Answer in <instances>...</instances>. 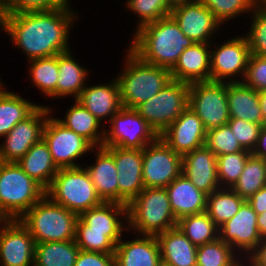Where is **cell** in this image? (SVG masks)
Here are the masks:
<instances>
[{
    "label": "cell",
    "mask_w": 266,
    "mask_h": 266,
    "mask_svg": "<svg viewBox=\"0 0 266 266\" xmlns=\"http://www.w3.org/2000/svg\"><path fill=\"white\" fill-rule=\"evenodd\" d=\"M74 12L69 5L48 11L6 13L4 31L27 59L53 57L70 49L69 29L78 17Z\"/></svg>",
    "instance_id": "6da1fadb"
},
{
    "label": "cell",
    "mask_w": 266,
    "mask_h": 266,
    "mask_svg": "<svg viewBox=\"0 0 266 266\" xmlns=\"http://www.w3.org/2000/svg\"><path fill=\"white\" fill-rule=\"evenodd\" d=\"M134 33L129 49L142 61L169 70L182 52L194 43L171 15L148 23Z\"/></svg>",
    "instance_id": "7a4b0ae2"
},
{
    "label": "cell",
    "mask_w": 266,
    "mask_h": 266,
    "mask_svg": "<svg viewBox=\"0 0 266 266\" xmlns=\"http://www.w3.org/2000/svg\"><path fill=\"white\" fill-rule=\"evenodd\" d=\"M126 53L124 70L116 78L120 86L122 107L135 109L172 79L169 69L142 61L129 48Z\"/></svg>",
    "instance_id": "3957f363"
},
{
    "label": "cell",
    "mask_w": 266,
    "mask_h": 266,
    "mask_svg": "<svg viewBox=\"0 0 266 266\" xmlns=\"http://www.w3.org/2000/svg\"><path fill=\"white\" fill-rule=\"evenodd\" d=\"M79 215L44 195L19 220L35 243L75 240Z\"/></svg>",
    "instance_id": "277c9868"
},
{
    "label": "cell",
    "mask_w": 266,
    "mask_h": 266,
    "mask_svg": "<svg viewBox=\"0 0 266 266\" xmlns=\"http://www.w3.org/2000/svg\"><path fill=\"white\" fill-rule=\"evenodd\" d=\"M128 230L157 236L177 227L165 188H144L127 206ZM130 227V228H129Z\"/></svg>",
    "instance_id": "5b68a950"
},
{
    "label": "cell",
    "mask_w": 266,
    "mask_h": 266,
    "mask_svg": "<svg viewBox=\"0 0 266 266\" xmlns=\"http://www.w3.org/2000/svg\"><path fill=\"white\" fill-rule=\"evenodd\" d=\"M45 195L78 215L103 203L82 166L59 169Z\"/></svg>",
    "instance_id": "8992f818"
},
{
    "label": "cell",
    "mask_w": 266,
    "mask_h": 266,
    "mask_svg": "<svg viewBox=\"0 0 266 266\" xmlns=\"http://www.w3.org/2000/svg\"><path fill=\"white\" fill-rule=\"evenodd\" d=\"M45 194L16 162L0 161V206L12 220H19Z\"/></svg>",
    "instance_id": "52a82bcc"
},
{
    "label": "cell",
    "mask_w": 266,
    "mask_h": 266,
    "mask_svg": "<svg viewBox=\"0 0 266 266\" xmlns=\"http://www.w3.org/2000/svg\"><path fill=\"white\" fill-rule=\"evenodd\" d=\"M188 105L189 84L170 80L158 93L138 105L135 110L160 136Z\"/></svg>",
    "instance_id": "ba28073f"
},
{
    "label": "cell",
    "mask_w": 266,
    "mask_h": 266,
    "mask_svg": "<svg viewBox=\"0 0 266 266\" xmlns=\"http://www.w3.org/2000/svg\"><path fill=\"white\" fill-rule=\"evenodd\" d=\"M206 130L228 123L227 82L202 81L189 84V105Z\"/></svg>",
    "instance_id": "9c48e42d"
},
{
    "label": "cell",
    "mask_w": 266,
    "mask_h": 266,
    "mask_svg": "<svg viewBox=\"0 0 266 266\" xmlns=\"http://www.w3.org/2000/svg\"><path fill=\"white\" fill-rule=\"evenodd\" d=\"M107 122L102 147L143 149L159 137L135 109L123 107Z\"/></svg>",
    "instance_id": "30bf717a"
},
{
    "label": "cell",
    "mask_w": 266,
    "mask_h": 266,
    "mask_svg": "<svg viewBox=\"0 0 266 266\" xmlns=\"http://www.w3.org/2000/svg\"><path fill=\"white\" fill-rule=\"evenodd\" d=\"M144 188H165L182 174V155L159 136L142 149Z\"/></svg>",
    "instance_id": "8fae6325"
},
{
    "label": "cell",
    "mask_w": 266,
    "mask_h": 266,
    "mask_svg": "<svg viewBox=\"0 0 266 266\" xmlns=\"http://www.w3.org/2000/svg\"><path fill=\"white\" fill-rule=\"evenodd\" d=\"M50 114L43 129V139L47 143L51 157L58 169L75 168L80 164L74 160L94 150L85 138L66 128Z\"/></svg>",
    "instance_id": "7c38bea8"
},
{
    "label": "cell",
    "mask_w": 266,
    "mask_h": 266,
    "mask_svg": "<svg viewBox=\"0 0 266 266\" xmlns=\"http://www.w3.org/2000/svg\"><path fill=\"white\" fill-rule=\"evenodd\" d=\"M48 106L39 105L28 117L19 121L4 136L0 145L1 162H17L26 152L43 138V129L48 115L52 113Z\"/></svg>",
    "instance_id": "4fadbf2b"
},
{
    "label": "cell",
    "mask_w": 266,
    "mask_h": 266,
    "mask_svg": "<svg viewBox=\"0 0 266 266\" xmlns=\"http://www.w3.org/2000/svg\"><path fill=\"white\" fill-rule=\"evenodd\" d=\"M212 50L213 48L210 50V80L227 83L240 82L235 79L238 74L239 76L242 74L241 77L244 80L251 55L245 35L225 41ZM232 77L235 78L232 80Z\"/></svg>",
    "instance_id": "5bb4252c"
},
{
    "label": "cell",
    "mask_w": 266,
    "mask_h": 266,
    "mask_svg": "<svg viewBox=\"0 0 266 266\" xmlns=\"http://www.w3.org/2000/svg\"><path fill=\"white\" fill-rule=\"evenodd\" d=\"M118 172V203L128 204L144 189L142 149L104 147Z\"/></svg>",
    "instance_id": "9a60e30c"
},
{
    "label": "cell",
    "mask_w": 266,
    "mask_h": 266,
    "mask_svg": "<svg viewBox=\"0 0 266 266\" xmlns=\"http://www.w3.org/2000/svg\"><path fill=\"white\" fill-rule=\"evenodd\" d=\"M170 15L184 35L196 43H211L209 38L222 25L201 1L175 5Z\"/></svg>",
    "instance_id": "2e32d148"
},
{
    "label": "cell",
    "mask_w": 266,
    "mask_h": 266,
    "mask_svg": "<svg viewBox=\"0 0 266 266\" xmlns=\"http://www.w3.org/2000/svg\"><path fill=\"white\" fill-rule=\"evenodd\" d=\"M35 244L21 221L11 220L0 228L1 266H34Z\"/></svg>",
    "instance_id": "e0dca14e"
},
{
    "label": "cell",
    "mask_w": 266,
    "mask_h": 266,
    "mask_svg": "<svg viewBox=\"0 0 266 266\" xmlns=\"http://www.w3.org/2000/svg\"><path fill=\"white\" fill-rule=\"evenodd\" d=\"M257 214L245 201L232 219L219 227V238L236 249L239 254H250L261 241L257 226Z\"/></svg>",
    "instance_id": "ac0fdd59"
},
{
    "label": "cell",
    "mask_w": 266,
    "mask_h": 266,
    "mask_svg": "<svg viewBox=\"0 0 266 266\" xmlns=\"http://www.w3.org/2000/svg\"><path fill=\"white\" fill-rule=\"evenodd\" d=\"M206 134L202 120L188 106L160 137L172 150L183 156L204 146Z\"/></svg>",
    "instance_id": "d6986e66"
},
{
    "label": "cell",
    "mask_w": 266,
    "mask_h": 266,
    "mask_svg": "<svg viewBox=\"0 0 266 266\" xmlns=\"http://www.w3.org/2000/svg\"><path fill=\"white\" fill-rule=\"evenodd\" d=\"M217 166V156L206 145L182 156V174L206 194L220 188Z\"/></svg>",
    "instance_id": "ffe728a7"
},
{
    "label": "cell",
    "mask_w": 266,
    "mask_h": 266,
    "mask_svg": "<svg viewBox=\"0 0 266 266\" xmlns=\"http://www.w3.org/2000/svg\"><path fill=\"white\" fill-rule=\"evenodd\" d=\"M210 44L196 43L186 48L170 70L171 79L192 84L210 80Z\"/></svg>",
    "instance_id": "44dd1931"
},
{
    "label": "cell",
    "mask_w": 266,
    "mask_h": 266,
    "mask_svg": "<svg viewBox=\"0 0 266 266\" xmlns=\"http://www.w3.org/2000/svg\"><path fill=\"white\" fill-rule=\"evenodd\" d=\"M125 242L121 239L114 252L115 266H161L160 245L156 236L139 235Z\"/></svg>",
    "instance_id": "7402d4cb"
},
{
    "label": "cell",
    "mask_w": 266,
    "mask_h": 266,
    "mask_svg": "<svg viewBox=\"0 0 266 266\" xmlns=\"http://www.w3.org/2000/svg\"><path fill=\"white\" fill-rule=\"evenodd\" d=\"M76 100L101 123L104 118L107 119V116L109 118L108 120H110L113 115L117 114L123 108L120 86L116 77L108 84L85 86Z\"/></svg>",
    "instance_id": "603a6c76"
},
{
    "label": "cell",
    "mask_w": 266,
    "mask_h": 266,
    "mask_svg": "<svg viewBox=\"0 0 266 266\" xmlns=\"http://www.w3.org/2000/svg\"><path fill=\"white\" fill-rule=\"evenodd\" d=\"M176 220L206 212L207 196L183 174L165 187Z\"/></svg>",
    "instance_id": "cb8c5ba5"
},
{
    "label": "cell",
    "mask_w": 266,
    "mask_h": 266,
    "mask_svg": "<svg viewBox=\"0 0 266 266\" xmlns=\"http://www.w3.org/2000/svg\"><path fill=\"white\" fill-rule=\"evenodd\" d=\"M156 237L160 245L162 265L197 266V246L178 227L168 229Z\"/></svg>",
    "instance_id": "d4e9b609"
},
{
    "label": "cell",
    "mask_w": 266,
    "mask_h": 266,
    "mask_svg": "<svg viewBox=\"0 0 266 266\" xmlns=\"http://www.w3.org/2000/svg\"><path fill=\"white\" fill-rule=\"evenodd\" d=\"M97 148L96 162L85 169L101 200L118 203V172L114 157L104 147Z\"/></svg>",
    "instance_id": "484cf974"
},
{
    "label": "cell",
    "mask_w": 266,
    "mask_h": 266,
    "mask_svg": "<svg viewBox=\"0 0 266 266\" xmlns=\"http://www.w3.org/2000/svg\"><path fill=\"white\" fill-rule=\"evenodd\" d=\"M227 103L230 118L263 124L258 92L243 82L227 83Z\"/></svg>",
    "instance_id": "4316f807"
},
{
    "label": "cell",
    "mask_w": 266,
    "mask_h": 266,
    "mask_svg": "<svg viewBox=\"0 0 266 266\" xmlns=\"http://www.w3.org/2000/svg\"><path fill=\"white\" fill-rule=\"evenodd\" d=\"M16 163L45 190L50 186L59 170L53 162L49 147L43 138L35 143Z\"/></svg>",
    "instance_id": "83f0119b"
},
{
    "label": "cell",
    "mask_w": 266,
    "mask_h": 266,
    "mask_svg": "<svg viewBox=\"0 0 266 266\" xmlns=\"http://www.w3.org/2000/svg\"><path fill=\"white\" fill-rule=\"evenodd\" d=\"M119 216H124L128 222L126 205L117 202H103L97 207L84 211L79 218L87 225V231L124 232V228L127 230L128 225H125L126 223L123 222V219L120 220Z\"/></svg>",
    "instance_id": "f1b7e54d"
},
{
    "label": "cell",
    "mask_w": 266,
    "mask_h": 266,
    "mask_svg": "<svg viewBox=\"0 0 266 266\" xmlns=\"http://www.w3.org/2000/svg\"><path fill=\"white\" fill-rule=\"evenodd\" d=\"M58 72L56 98L73 96L74 100L77 99L86 86L85 79L88 77V70L73 58L69 50L58 54Z\"/></svg>",
    "instance_id": "f546056e"
},
{
    "label": "cell",
    "mask_w": 266,
    "mask_h": 266,
    "mask_svg": "<svg viewBox=\"0 0 266 266\" xmlns=\"http://www.w3.org/2000/svg\"><path fill=\"white\" fill-rule=\"evenodd\" d=\"M70 106L64 119L57 120L66 128L88 140L94 147H102L104 142V129L100 130L101 122L88 111L78 100Z\"/></svg>",
    "instance_id": "4dcf8cb0"
},
{
    "label": "cell",
    "mask_w": 266,
    "mask_h": 266,
    "mask_svg": "<svg viewBox=\"0 0 266 266\" xmlns=\"http://www.w3.org/2000/svg\"><path fill=\"white\" fill-rule=\"evenodd\" d=\"M38 106L15 92L4 90V86L0 84V137L7 135L19 121L28 117Z\"/></svg>",
    "instance_id": "1f68e13d"
},
{
    "label": "cell",
    "mask_w": 266,
    "mask_h": 266,
    "mask_svg": "<svg viewBox=\"0 0 266 266\" xmlns=\"http://www.w3.org/2000/svg\"><path fill=\"white\" fill-rule=\"evenodd\" d=\"M79 251L75 240L36 243L34 266H75Z\"/></svg>",
    "instance_id": "d6a6232c"
},
{
    "label": "cell",
    "mask_w": 266,
    "mask_h": 266,
    "mask_svg": "<svg viewBox=\"0 0 266 266\" xmlns=\"http://www.w3.org/2000/svg\"><path fill=\"white\" fill-rule=\"evenodd\" d=\"M245 201L232 188L220 187L208 194L206 213L219 228L238 213Z\"/></svg>",
    "instance_id": "836d02e7"
},
{
    "label": "cell",
    "mask_w": 266,
    "mask_h": 266,
    "mask_svg": "<svg viewBox=\"0 0 266 266\" xmlns=\"http://www.w3.org/2000/svg\"><path fill=\"white\" fill-rule=\"evenodd\" d=\"M121 236L122 232L87 231V225L78 218L75 242L82 251L114 254Z\"/></svg>",
    "instance_id": "e575fe53"
},
{
    "label": "cell",
    "mask_w": 266,
    "mask_h": 266,
    "mask_svg": "<svg viewBox=\"0 0 266 266\" xmlns=\"http://www.w3.org/2000/svg\"><path fill=\"white\" fill-rule=\"evenodd\" d=\"M177 227L197 247L219 238V228L206 212L179 219Z\"/></svg>",
    "instance_id": "d590c367"
},
{
    "label": "cell",
    "mask_w": 266,
    "mask_h": 266,
    "mask_svg": "<svg viewBox=\"0 0 266 266\" xmlns=\"http://www.w3.org/2000/svg\"><path fill=\"white\" fill-rule=\"evenodd\" d=\"M266 185V159L252 154L248 157L243 172L231 187L240 197L247 200Z\"/></svg>",
    "instance_id": "8d00e7d4"
},
{
    "label": "cell",
    "mask_w": 266,
    "mask_h": 266,
    "mask_svg": "<svg viewBox=\"0 0 266 266\" xmlns=\"http://www.w3.org/2000/svg\"><path fill=\"white\" fill-rule=\"evenodd\" d=\"M229 244L220 238L197 247V266H245ZM238 258V259H237ZM241 262V263H240Z\"/></svg>",
    "instance_id": "74e56055"
},
{
    "label": "cell",
    "mask_w": 266,
    "mask_h": 266,
    "mask_svg": "<svg viewBox=\"0 0 266 266\" xmlns=\"http://www.w3.org/2000/svg\"><path fill=\"white\" fill-rule=\"evenodd\" d=\"M31 64L30 75L32 84L44 95L56 97V84L58 79V55L48 58H35L29 60Z\"/></svg>",
    "instance_id": "f35d334b"
},
{
    "label": "cell",
    "mask_w": 266,
    "mask_h": 266,
    "mask_svg": "<svg viewBox=\"0 0 266 266\" xmlns=\"http://www.w3.org/2000/svg\"><path fill=\"white\" fill-rule=\"evenodd\" d=\"M250 155V151H239L217 157V172L220 187L231 188L236 183Z\"/></svg>",
    "instance_id": "ab89813d"
},
{
    "label": "cell",
    "mask_w": 266,
    "mask_h": 266,
    "mask_svg": "<svg viewBox=\"0 0 266 266\" xmlns=\"http://www.w3.org/2000/svg\"><path fill=\"white\" fill-rule=\"evenodd\" d=\"M127 2L128 10L130 9L139 17L136 30L169 16L172 9L168 0H127Z\"/></svg>",
    "instance_id": "60d3db41"
},
{
    "label": "cell",
    "mask_w": 266,
    "mask_h": 266,
    "mask_svg": "<svg viewBox=\"0 0 266 266\" xmlns=\"http://www.w3.org/2000/svg\"><path fill=\"white\" fill-rule=\"evenodd\" d=\"M205 145L218 157L248 151L241 147L228 124L207 130Z\"/></svg>",
    "instance_id": "b9f144b4"
},
{
    "label": "cell",
    "mask_w": 266,
    "mask_h": 266,
    "mask_svg": "<svg viewBox=\"0 0 266 266\" xmlns=\"http://www.w3.org/2000/svg\"><path fill=\"white\" fill-rule=\"evenodd\" d=\"M223 24L237 17L241 13L252 12L254 9L252 0H200ZM249 10V11H248Z\"/></svg>",
    "instance_id": "7bdbcfd3"
},
{
    "label": "cell",
    "mask_w": 266,
    "mask_h": 266,
    "mask_svg": "<svg viewBox=\"0 0 266 266\" xmlns=\"http://www.w3.org/2000/svg\"><path fill=\"white\" fill-rule=\"evenodd\" d=\"M251 13L253 18L250 32L245 37L251 54L266 57V8H254Z\"/></svg>",
    "instance_id": "ee69618b"
},
{
    "label": "cell",
    "mask_w": 266,
    "mask_h": 266,
    "mask_svg": "<svg viewBox=\"0 0 266 266\" xmlns=\"http://www.w3.org/2000/svg\"><path fill=\"white\" fill-rule=\"evenodd\" d=\"M69 5V0H1L2 11L5 13L48 11Z\"/></svg>",
    "instance_id": "f6af8a7d"
},
{
    "label": "cell",
    "mask_w": 266,
    "mask_h": 266,
    "mask_svg": "<svg viewBox=\"0 0 266 266\" xmlns=\"http://www.w3.org/2000/svg\"><path fill=\"white\" fill-rule=\"evenodd\" d=\"M231 131L241 147L252 152L255 148L263 124H254L243 119L230 118L228 123Z\"/></svg>",
    "instance_id": "bcb514c9"
},
{
    "label": "cell",
    "mask_w": 266,
    "mask_h": 266,
    "mask_svg": "<svg viewBox=\"0 0 266 266\" xmlns=\"http://www.w3.org/2000/svg\"><path fill=\"white\" fill-rule=\"evenodd\" d=\"M241 81L257 92L266 90V57L251 54L245 78Z\"/></svg>",
    "instance_id": "7dc6e473"
},
{
    "label": "cell",
    "mask_w": 266,
    "mask_h": 266,
    "mask_svg": "<svg viewBox=\"0 0 266 266\" xmlns=\"http://www.w3.org/2000/svg\"><path fill=\"white\" fill-rule=\"evenodd\" d=\"M75 266H115L114 254L87 252L80 250Z\"/></svg>",
    "instance_id": "c3c4849f"
},
{
    "label": "cell",
    "mask_w": 266,
    "mask_h": 266,
    "mask_svg": "<svg viewBox=\"0 0 266 266\" xmlns=\"http://www.w3.org/2000/svg\"><path fill=\"white\" fill-rule=\"evenodd\" d=\"M249 258V259H248ZM246 266H266V238L261 239L257 247L247 256Z\"/></svg>",
    "instance_id": "681fc988"
},
{
    "label": "cell",
    "mask_w": 266,
    "mask_h": 266,
    "mask_svg": "<svg viewBox=\"0 0 266 266\" xmlns=\"http://www.w3.org/2000/svg\"><path fill=\"white\" fill-rule=\"evenodd\" d=\"M257 215L266 211V185L246 200Z\"/></svg>",
    "instance_id": "f907efd6"
},
{
    "label": "cell",
    "mask_w": 266,
    "mask_h": 266,
    "mask_svg": "<svg viewBox=\"0 0 266 266\" xmlns=\"http://www.w3.org/2000/svg\"><path fill=\"white\" fill-rule=\"evenodd\" d=\"M251 154L255 157L266 159V125L262 126L256 146Z\"/></svg>",
    "instance_id": "816d5d0a"
},
{
    "label": "cell",
    "mask_w": 266,
    "mask_h": 266,
    "mask_svg": "<svg viewBox=\"0 0 266 266\" xmlns=\"http://www.w3.org/2000/svg\"><path fill=\"white\" fill-rule=\"evenodd\" d=\"M256 221L261 239L266 238V211L257 215Z\"/></svg>",
    "instance_id": "f5cc1de1"
},
{
    "label": "cell",
    "mask_w": 266,
    "mask_h": 266,
    "mask_svg": "<svg viewBox=\"0 0 266 266\" xmlns=\"http://www.w3.org/2000/svg\"><path fill=\"white\" fill-rule=\"evenodd\" d=\"M259 104L263 118V125H266V90L258 92Z\"/></svg>",
    "instance_id": "db71d44e"
},
{
    "label": "cell",
    "mask_w": 266,
    "mask_h": 266,
    "mask_svg": "<svg viewBox=\"0 0 266 266\" xmlns=\"http://www.w3.org/2000/svg\"><path fill=\"white\" fill-rule=\"evenodd\" d=\"M12 219L0 206V228L6 226Z\"/></svg>",
    "instance_id": "11a10c76"
},
{
    "label": "cell",
    "mask_w": 266,
    "mask_h": 266,
    "mask_svg": "<svg viewBox=\"0 0 266 266\" xmlns=\"http://www.w3.org/2000/svg\"><path fill=\"white\" fill-rule=\"evenodd\" d=\"M170 5L173 7L175 5L183 4V3H193L198 2L200 0H168Z\"/></svg>",
    "instance_id": "9f6ffc18"
},
{
    "label": "cell",
    "mask_w": 266,
    "mask_h": 266,
    "mask_svg": "<svg viewBox=\"0 0 266 266\" xmlns=\"http://www.w3.org/2000/svg\"><path fill=\"white\" fill-rule=\"evenodd\" d=\"M254 8H266V0H252Z\"/></svg>",
    "instance_id": "6f0895ef"
},
{
    "label": "cell",
    "mask_w": 266,
    "mask_h": 266,
    "mask_svg": "<svg viewBox=\"0 0 266 266\" xmlns=\"http://www.w3.org/2000/svg\"><path fill=\"white\" fill-rule=\"evenodd\" d=\"M5 17L6 13L4 11L0 12V28L4 30L5 28Z\"/></svg>",
    "instance_id": "680465c9"
},
{
    "label": "cell",
    "mask_w": 266,
    "mask_h": 266,
    "mask_svg": "<svg viewBox=\"0 0 266 266\" xmlns=\"http://www.w3.org/2000/svg\"><path fill=\"white\" fill-rule=\"evenodd\" d=\"M2 11V7H1V0H0V12Z\"/></svg>",
    "instance_id": "91938a15"
}]
</instances>
